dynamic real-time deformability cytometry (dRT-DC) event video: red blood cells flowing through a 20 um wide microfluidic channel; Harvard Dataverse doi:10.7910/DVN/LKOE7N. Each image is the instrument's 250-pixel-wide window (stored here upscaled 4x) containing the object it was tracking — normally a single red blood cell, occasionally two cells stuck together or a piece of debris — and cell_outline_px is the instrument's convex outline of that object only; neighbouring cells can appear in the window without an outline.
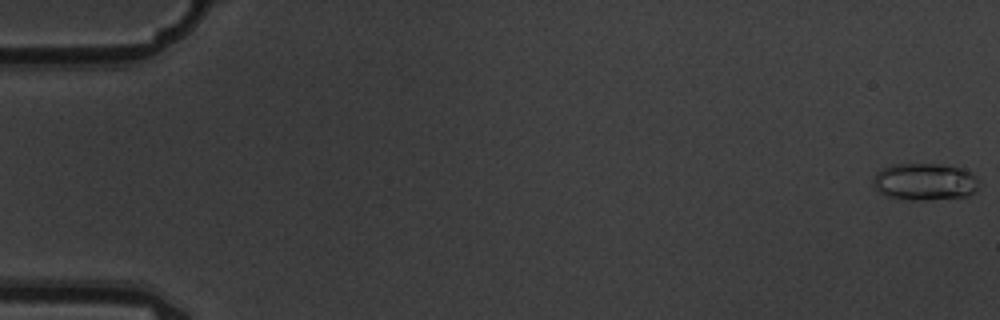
{"species": "common noctule bat (a hibernating species)", "species_latin": "Nyctalus noctula", "temperature_condition": "warm", "stored_images_in_passage": 7, "camera_frame_rate_fps": 3000, "um_per_image_px": 0.085, "animal": {"sex": "male", "body_mass_g": 19.5, "forearm_length_mm": 54.6}, "frame": {"image": 1, "passage_image": 1, "time_ms": 0.0, "image_size_px": [1000, 320], "cell_outline_px": [[980, 180], [976, 192], [968, 196], [924, 200], [912, 200], [888, 196], [880, 192], [876, 188], [872, 180], [876, 172], [892, 164], [940, 164], [964, 168], [972, 172]], "centroid_in_image_um": [78.66, 15.44], "position_along_channel_um": 6.3, "area_um2": 23.06}}